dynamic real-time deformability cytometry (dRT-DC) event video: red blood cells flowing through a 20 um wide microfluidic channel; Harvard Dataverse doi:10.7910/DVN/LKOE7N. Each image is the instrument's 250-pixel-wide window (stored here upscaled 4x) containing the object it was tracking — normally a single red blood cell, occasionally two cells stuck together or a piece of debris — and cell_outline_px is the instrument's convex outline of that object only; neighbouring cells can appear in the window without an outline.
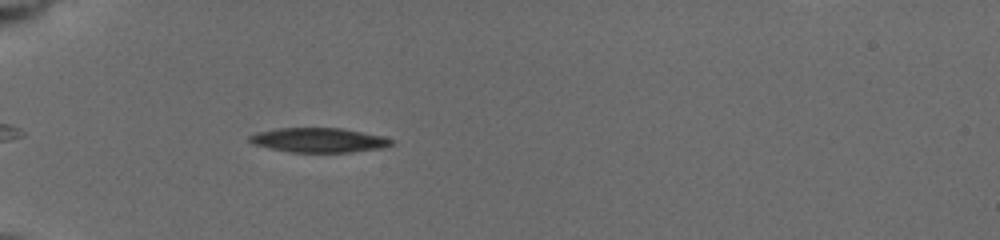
{"species": "common noctule bat (a hibernating species)", "species_latin": "Nyctalus noctula", "temperature_condition": "cold", "stored_images_in_passage": 1, "camera_frame_rate_fps": 3000, "um_per_image_px": 0.085, "animal": {"sex": "female", "body_mass_g": 19.5, "forearm_length_mm": 54.1}, "frame": {"image": 1, "passage_image": 1, "time_ms": 0.0, "image_size_px": [1000, 240], "cell_outline_px": [[392, 144], [380, 148], [352, 152], [292, 152], [252, 144], [248, 140], [248, 136], [256, 132], [276, 128], [340, 128], [384, 136], [392, 140]], "centroid_in_image_um": [27.06, 11.9], "position_along_channel_um": 57.9, "area_um2": 20.11}}